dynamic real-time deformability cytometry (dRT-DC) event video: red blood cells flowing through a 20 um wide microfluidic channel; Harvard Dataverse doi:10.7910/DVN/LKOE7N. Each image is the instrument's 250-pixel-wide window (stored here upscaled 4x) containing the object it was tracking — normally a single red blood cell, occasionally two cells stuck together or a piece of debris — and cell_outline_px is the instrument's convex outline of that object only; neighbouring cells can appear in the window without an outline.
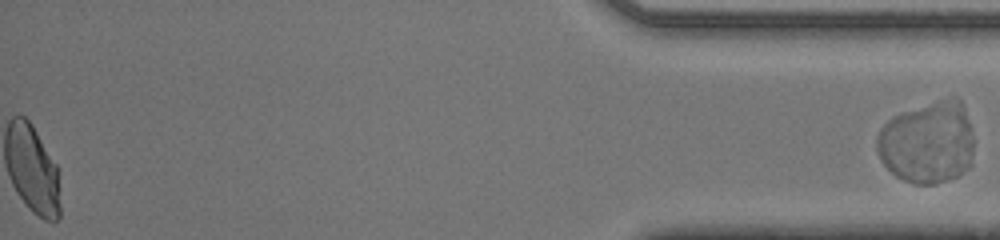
{"species": "human", "species_latin": "Homo sapiens", "temperature_condition": "room temperature", "stored_images_in_passage": 44, "segment_of_instrument_passage": [2, 2], "camera_frame_rate_fps": 3000, "um_per_image_px": 0.085, "donor": {"sex": "male"}, "frame": {"image": 1, "passage_image": 44, "time_ms": 14.333, "image_size_px": [1000, 240], "cell_outline_px": [[972, 164], [964, 172], [956, 176], [936, 184], [912, 184], [896, 176], [880, 160], [876, 148], [876, 136], [880, 128], [892, 116], [952, 96], [956, 96], [960, 100], [964, 108], [972, 136]], "centroid_in_image_um": [78.82, 12.13], "position_along_channel_um": 356.4, "area_um2": 46.36}}